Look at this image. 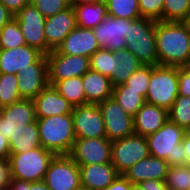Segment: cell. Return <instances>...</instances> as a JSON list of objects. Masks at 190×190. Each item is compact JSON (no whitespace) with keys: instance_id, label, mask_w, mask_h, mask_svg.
<instances>
[{"instance_id":"cell-39","label":"cell","mask_w":190,"mask_h":190,"mask_svg":"<svg viewBox=\"0 0 190 190\" xmlns=\"http://www.w3.org/2000/svg\"><path fill=\"white\" fill-rule=\"evenodd\" d=\"M141 17L162 21L164 0H138Z\"/></svg>"},{"instance_id":"cell-47","label":"cell","mask_w":190,"mask_h":190,"mask_svg":"<svg viewBox=\"0 0 190 190\" xmlns=\"http://www.w3.org/2000/svg\"><path fill=\"white\" fill-rule=\"evenodd\" d=\"M12 18L14 15L0 2V29Z\"/></svg>"},{"instance_id":"cell-4","label":"cell","mask_w":190,"mask_h":190,"mask_svg":"<svg viewBox=\"0 0 190 190\" xmlns=\"http://www.w3.org/2000/svg\"><path fill=\"white\" fill-rule=\"evenodd\" d=\"M156 21L148 18L134 20L125 35L127 49L143 65H158L155 39Z\"/></svg>"},{"instance_id":"cell-36","label":"cell","mask_w":190,"mask_h":190,"mask_svg":"<svg viewBox=\"0 0 190 190\" xmlns=\"http://www.w3.org/2000/svg\"><path fill=\"white\" fill-rule=\"evenodd\" d=\"M165 184L170 190H190V166L169 167Z\"/></svg>"},{"instance_id":"cell-49","label":"cell","mask_w":190,"mask_h":190,"mask_svg":"<svg viewBox=\"0 0 190 190\" xmlns=\"http://www.w3.org/2000/svg\"><path fill=\"white\" fill-rule=\"evenodd\" d=\"M101 0H71V4H88L94 3Z\"/></svg>"},{"instance_id":"cell-40","label":"cell","mask_w":190,"mask_h":190,"mask_svg":"<svg viewBox=\"0 0 190 190\" xmlns=\"http://www.w3.org/2000/svg\"><path fill=\"white\" fill-rule=\"evenodd\" d=\"M178 95L190 97V68L178 67Z\"/></svg>"},{"instance_id":"cell-12","label":"cell","mask_w":190,"mask_h":190,"mask_svg":"<svg viewBox=\"0 0 190 190\" xmlns=\"http://www.w3.org/2000/svg\"><path fill=\"white\" fill-rule=\"evenodd\" d=\"M32 99H21L9 106L0 108V134L10 139L18 131L36 121Z\"/></svg>"},{"instance_id":"cell-15","label":"cell","mask_w":190,"mask_h":190,"mask_svg":"<svg viewBox=\"0 0 190 190\" xmlns=\"http://www.w3.org/2000/svg\"><path fill=\"white\" fill-rule=\"evenodd\" d=\"M18 91L22 99H34L49 85L48 61L42 54L34 63L17 73Z\"/></svg>"},{"instance_id":"cell-24","label":"cell","mask_w":190,"mask_h":190,"mask_svg":"<svg viewBox=\"0 0 190 190\" xmlns=\"http://www.w3.org/2000/svg\"><path fill=\"white\" fill-rule=\"evenodd\" d=\"M82 81L87 103L99 104L112 97L113 86L107 76L89 69L82 76Z\"/></svg>"},{"instance_id":"cell-46","label":"cell","mask_w":190,"mask_h":190,"mask_svg":"<svg viewBox=\"0 0 190 190\" xmlns=\"http://www.w3.org/2000/svg\"><path fill=\"white\" fill-rule=\"evenodd\" d=\"M10 156V144L9 140L5 136L0 134V159H9Z\"/></svg>"},{"instance_id":"cell-14","label":"cell","mask_w":190,"mask_h":190,"mask_svg":"<svg viewBox=\"0 0 190 190\" xmlns=\"http://www.w3.org/2000/svg\"><path fill=\"white\" fill-rule=\"evenodd\" d=\"M72 118L75 138H106L102 113L98 104L73 107Z\"/></svg>"},{"instance_id":"cell-2","label":"cell","mask_w":190,"mask_h":190,"mask_svg":"<svg viewBox=\"0 0 190 190\" xmlns=\"http://www.w3.org/2000/svg\"><path fill=\"white\" fill-rule=\"evenodd\" d=\"M186 130L169 119L155 133L146 136L149 153L164 159L169 166L186 165V155L182 141Z\"/></svg>"},{"instance_id":"cell-16","label":"cell","mask_w":190,"mask_h":190,"mask_svg":"<svg viewBox=\"0 0 190 190\" xmlns=\"http://www.w3.org/2000/svg\"><path fill=\"white\" fill-rule=\"evenodd\" d=\"M133 21L107 15L97 27L93 28L100 47L111 51L127 48L125 35L127 34L128 26Z\"/></svg>"},{"instance_id":"cell-25","label":"cell","mask_w":190,"mask_h":190,"mask_svg":"<svg viewBox=\"0 0 190 190\" xmlns=\"http://www.w3.org/2000/svg\"><path fill=\"white\" fill-rule=\"evenodd\" d=\"M115 55L114 72H111V85L116 87L126 80L143 64L127 48L113 51Z\"/></svg>"},{"instance_id":"cell-23","label":"cell","mask_w":190,"mask_h":190,"mask_svg":"<svg viewBox=\"0 0 190 190\" xmlns=\"http://www.w3.org/2000/svg\"><path fill=\"white\" fill-rule=\"evenodd\" d=\"M168 111L145 103L133 117L135 134L146 137L159 130L168 120Z\"/></svg>"},{"instance_id":"cell-18","label":"cell","mask_w":190,"mask_h":190,"mask_svg":"<svg viewBox=\"0 0 190 190\" xmlns=\"http://www.w3.org/2000/svg\"><path fill=\"white\" fill-rule=\"evenodd\" d=\"M77 26L73 6L45 19L44 33L47 45L56 50L65 37Z\"/></svg>"},{"instance_id":"cell-13","label":"cell","mask_w":190,"mask_h":190,"mask_svg":"<svg viewBox=\"0 0 190 190\" xmlns=\"http://www.w3.org/2000/svg\"><path fill=\"white\" fill-rule=\"evenodd\" d=\"M111 150L107 138H76L69 156L78 165L111 163Z\"/></svg>"},{"instance_id":"cell-30","label":"cell","mask_w":190,"mask_h":190,"mask_svg":"<svg viewBox=\"0 0 190 190\" xmlns=\"http://www.w3.org/2000/svg\"><path fill=\"white\" fill-rule=\"evenodd\" d=\"M162 21L190 22V0H164Z\"/></svg>"},{"instance_id":"cell-41","label":"cell","mask_w":190,"mask_h":190,"mask_svg":"<svg viewBox=\"0 0 190 190\" xmlns=\"http://www.w3.org/2000/svg\"><path fill=\"white\" fill-rule=\"evenodd\" d=\"M11 170L8 159H0V190H8L11 187Z\"/></svg>"},{"instance_id":"cell-1","label":"cell","mask_w":190,"mask_h":190,"mask_svg":"<svg viewBox=\"0 0 190 190\" xmlns=\"http://www.w3.org/2000/svg\"><path fill=\"white\" fill-rule=\"evenodd\" d=\"M155 39L158 65H189L190 22L156 21Z\"/></svg>"},{"instance_id":"cell-3","label":"cell","mask_w":190,"mask_h":190,"mask_svg":"<svg viewBox=\"0 0 190 190\" xmlns=\"http://www.w3.org/2000/svg\"><path fill=\"white\" fill-rule=\"evenodd\" d=\"M36 119L41 146L55 155H69L76 140L72 114Z\"/></svg>"},{"instance_id":"cell-35","label":"cell","mask_w":190,"mask_h":190,"mask_svg":"<svg viewBox=\"0 0 190 190\" xmlns=\"http://www.w3.org/2000/svg\"><path fill=\"white\" fill-rule=\"evenodd\" d=\"M115 60L113 51L100 48L89 57L90 69L111 79V72H114Z\"/></svg>"},{"instance_id":"cell-42","label":"cell","mask_w":190,"mask_h":190,"mask_svg":"<svg viewBox=\"0 0 190 190\" xmlns=\"http://www.w3.org/2000/svg\"><path fill=\"white\" fill-rule=\"evenodd\" d=\"M8 190H50L46 184L41 182H25L12 179L11 187Z\"/></svg>"},{"instance_id":"cell-11","label":"cell","mask_w":190,"mask_h":190,"mask_svg":"<svg viewBox=\"0 0 190 190\" xmlns=\"http://www.w3.org/2000/svg\"><path fill=\"white\" fill-rule=\"evenodd\" d=\"M48 61L49 85L71 77L83 76L89 69V57L66 55L52 50L46 55Z\"/></svg>"},{"instance_id":"cell-45","label":"cell","mask_w":190,"mask_h":190,"mask_svg":"<svg viewBox=\"0 0 190 190\" xmlns=\"http://www.w3.org/2000/svg\"><path fill=\"white\" fill-rule=\"evenodd\" d=\"M0 2L15 16L30 0H0Z\"/></svg>"},{"instance_id":"cell-32","label":"cell","mask_w":190,"mask_h":190,"mask_svg":"<svg viewBox=\"0 0 190 190\" xmlns=\"http://www.w3.org/2000/svg\"><path fill=\"white\" fill-rule=\"evenodd\" d=\"M26 45V40L14 17L0 29V49H13Z\"/></svg>"},{"instance_id":"cell-37","label":"cell","mask_w":190,"mask_h":190,"mask_svg":"<svg viewBox=\"0 0 190 190\" xmlns=\"http://www.w3.org/2000/svg\"><path fill=\"white\" fill-rule=\"evenodd\" d=\"M151 78V65L140 66L124 83L127 90L141 91L145 98Z\"/></svg>"},{"instance_id":"cell-6","label":"cell","mask_w":190,"mask_h":190,"mask_svg":"<svg viewBox=\"0 0 190 190\" xmlns=\"http://www.w3.org/2000/svg\"><path fill=\"white\" fill-rule=\"evenodd\" d=\"M178 96V67L151 65V78L145 97L146 103L167 111Z\"/></svg>"},{"instance_id":"cell-28","label":"cell","mask_w":190,"mask_h":190,"mask_svg":"<svg viewBox=\"0 0 190 190\" xmlns=\"http://www.w3.org/2000/svg\"><path fill=\"white\" fill-rule=\"evenodd\" d=\"M53 87L73 107L88 104L84 93L82 76L57 81Z\"/></svg>"},{"instance_id":"cell-17","label":"cell","mask_w":190,"mask_h":190,"mask_svg":"<svg viewBox=\"0 0 190 190\" xmlns=\"http://www.w3.org/2000/svg\"><path fill=\"white\" fill-rule=\"evenodd\" d=\"M92 28L76 26L58 46L56 51L66 55L90 57L100 49Z\"/></svg>"},{"instance_id":"cell-9","label":"cell","mask_w":190,"mask_h":190,"mask_svg":"<svg viewBox=\"0 0 190 190\" xmlns=\"http://www.w3.org/2000/svg\"><path fill=\"white\" fill-rule=\"evenodd\" d=\"M19 28L26 40V44L36 48L44 55L49 54L52 49L45 40L44 25L45 17L31 3L24 6L15 16Z\"/></svg>"},{"instance_id":"cell-48","label":"cell","mask_w":190,"mask_h":190,"mask_svg":"<svg viewBox=\"0 0 190 190\" xmlns=\"http://www.w3.org/2000/svg\"><path fill=\"white\" fill-rule=\"evenodd\" d=\"M181 143L186 155V165L190 166V131H186Z\"/></svg>"},{"instance_id":"cell-34","label":"cell","mask_w":190,"mask_h":190,"mask_svg":"<svg viewBox=\"0 0 190 190\" xmlns=\"http://www.w3.org/2000/svg\"><path fill=\"white\" fill-rule=\"evenodd\" d=\"M17 83V75L0 73V108L9 106L22 99Z\"/></svg>"},{"instance_id":"cell-22","label":"cell","mask_w":190,"mask_h":190,"mask_svg":"<svg viewBox=\"0 0 190 190\" xmlns=\"http://www.w3.org/2000/svg\"><path fill=\"white\" fill-rule=\"evenodd\" d=\"M41 55L36 48L27 44L13 49H0V73L17 75L20 70L30 67Z\"/></svg>"},{"instance_id":"cell-5","label":"cell","mask_w":190,"mask_h":190,"mask_svg":"<svg viewBox=\"0 0 190 190\" xmlns=\"http://www.w3.org/2000/svg\"><path fill=\"white\" fill-rule=\"evenodd\" d=\"M55 154L43 147L18 154H10L9 163L11 178L25 182H41L44 180L50 161Z\"/></svg>"},{"instance_id":"cell-21","label":"cell","mask_w":190,"mask_h":190,"mask_svg":"<svg viewBox=\"0 0 190 190\" xmlns=\"http://www.w3.org/2000/svg\"><path fill=\"white\" fill-rule=\"evenodd\" d=\"M81 186L87 190H104L118 177L112 163L78 165Z\"/></svg>"},{"instance_id":"cell-7","label":"cell","mask_w":190,"mask_h":190,"mask_svg":"<svg viewBox=\"0 0 190 190\" xmlns=\"http://www.w3.org/2000/svg\"><path fill=\"white\" fill-rule=\"evenodd\" d=\"M43 182L50 190L82 188L78 164L69 155H55L50 161Z\"/></svg>"},{"instance_id":"cell-38","label":"cell","mask_w":190,"mask_h":190,"mask_svg":"<svg viewBox=\"0 0 190 190\" xmlns=\"http://www.w3.org/2000/svg\"><path fill=\"white\" fill-rule=\"evenodd\" d=\"M30 3L45 17L54 16L71 6V0H30Z\"/></svg>"},{"instance_id":"cell-33","label":"cell","mask_w":190,"mask_h":190,"mask_svg":"<svg viewBox=\"0 0 190 190\" xmlns=\"http://www.w3.org/2000/svg\"><path fill=\"white\" fill-rule=\"evenodd\" d=\"M168 118L179 127L190 131V97L178 95L168 110Z\"/></svg>"},{"instance_id":"cell-44","label":"cell","mask_w":190,"mask_h":190,"mask_svg":"<svg viewBox=\"0 0 190 190\" xmlns=\"http://www.w3.org/2000/svg\"><path fill=\"white\" fill-rule=\"evenodd\" d=\"M140 190H170L165 181L146 180L136 185Z\"/></svg>"},{"instance_id":"cell-43","label":"cell","mask_w":190,"mask_h":190,"mask_svg":"<svg viewBox=\"0 0 190 190\" xmlns=\"http://www.w3.org/2000/svg\"><path fill=\"white\" fill-rule=\"evenodd\" d=\"M134 187L124 175H118L114 182L104 190H133Z\"/></svg>"},{"instance_id":"cell-29","label":"cell","mask_w":190,"mask_h":190,"mask_svg":"<svg viewBox=\"0 0 190 190\" xmlns=\"http://www.w3.org/2000/svg\"><path fill=\"white\" fill-rule=\"evenodd\" d=\"M112 97L126 113L133 117L146 103L145 98L141 95V91L127 90V86L125 84L113 87Z\"/></svg>"},{"instance_id":"cell-20","label":"cell","mask_w":190,"mask_h":190,"mask_svg":"<svg viewBox=\"0 0 190 190\" xmlns=\"http://www.w3.org/2000/svg\"><path fill=\"white\" fill-rule=\"evenodd\" d=\"M33 102L36 118L72 114L73 106L52 85L45 87Z\"/></svg>"},{"instance_id":"cell-50","label":"cell","mask_w":190,"mask_h":190,"mask_svg":"<svg viewBox=\"0 0 190 190\" xmlns=\"http://www.w3.org/2000/svg\"><path fill=\"white\" fill-rule=\"evenodd\" d=\"M133 190H140V189H139L138 187L135 186V187L133 188Z\"/></svg>"},{"instance_id":"cell-26","label":"cell","mask_w":190,"mask_h":190,"mask_svg":"<svg viewBox=\"0 0 190 190\" xmlns=\"http://www.w3.org/2000/svg\"><path fill=\"white\" fill-rule=\"evenodd\" d=\"M76 13V24L82 28H95L108 15L106 0L88 4H71Z\"/></svg>"},{"instance_id":"cell-31","label":"cell","mask_w":190,"mask_h":190,"mask_svg":"<svg viewBox=\"0 0 190 190\" xmlns=\"http://www.w3.org/2000/svg\"><path fill=\"white\" fill-rule=\"evenodd\" d=\"M108 15L136 20L141 18L138 0H106Z\"/></svg>"},{"instance_id":"cell-19","label":"cell","mask_w":190,"mask_h":190,"mask_svg":"<svg viewBox=\"0 0 190 190\" xmlns=\"http://www.w3.org/2000/svg\"><path fill=\"white\" fill-rule=\"evenodd\" d=\"M169 167L166 160L149 155L136 162L123 175L134 186L146 180L165 181Z\"/></svg>"},{"instance_id":"cell-27","label":"cell","mask_w":190,"mask_h":190,"mask_svg":"<svg viewBox=\"0 0 190 190\" xmlns=\"http://www.w3.org/2000/svg\"><path fill=\"white\" fill-rule=\"evenodd\" d=\"M10 154H18L42 147L40 144L39 127L37 121L24 126L9 139Z\"/></svg>"},{"instance_id":"cell-8","label":"cell","mask_w":190,"mask_h":190,"mask_svg":"<svg viewBox=\"0 0 190 190\" xmlns=\"http://www.w3.org/2000/svg\"><path fill=\"white\" fill-rule=\"evenodd\" d=\"M149 155L146 138L141 135L133 134L112 141L111 163L119 175Z\"/></svg>"},{"instance_id":"cell-10","label":"cell","mask_w":190,"mask_h":190,"mask_svg":"<svg viewBox=\"0 0 190 190\" xmlns=\"http://www.w3.org/2000/svg\"><path fill=\"white\" fill-rule=\"evenodd\" d=\"M98 107L102 113L108 140L113 141L135 134L133 116L126 113L113 97L100 102Z\"/></svg>"}]
</instances>
